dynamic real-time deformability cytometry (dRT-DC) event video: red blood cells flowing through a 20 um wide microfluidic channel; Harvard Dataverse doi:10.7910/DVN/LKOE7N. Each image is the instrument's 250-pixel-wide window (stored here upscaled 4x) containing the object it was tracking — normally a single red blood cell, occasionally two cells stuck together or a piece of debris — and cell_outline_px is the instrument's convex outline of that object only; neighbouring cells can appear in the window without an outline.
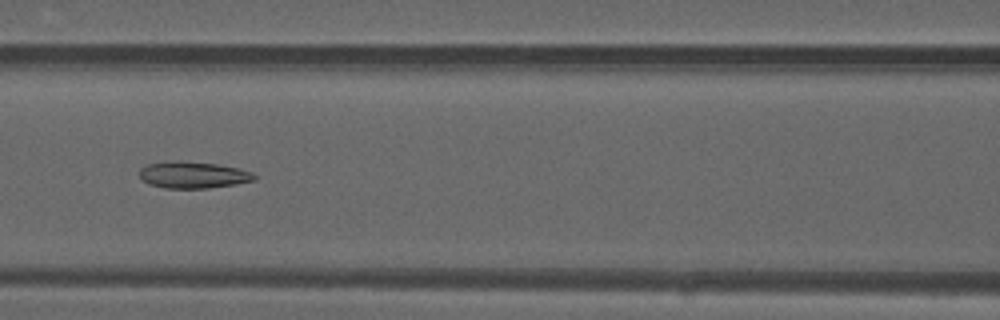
{"species": "common noctule bat (a hibernating species)", "species_latin": "Nyctalus noctula", "temperature_condition": "warm", "stored_images_in_passage": 35, "camera_frame_rate_fps": 3000, "um_per_image_px": 0.085, "animal": {"sex": "male", "forearm_length_mm": 52.5}, "frame": {"image": 1, "passage_image": 8, "time_ms": 2.333, "image_size_px": [1000, 320], "cell_outline_px": [[256, 180], [236, 184], [208, 188], [164, 188], [148, 184], [140, 180], [140, 168], [148, 164], [216, 164], [240, 168], [252, 172], [256, 176]], "centroid_in_image_um": [16.47, 14.93], "position_along_channel_um": 150.1, "area_um2": 16.99}}
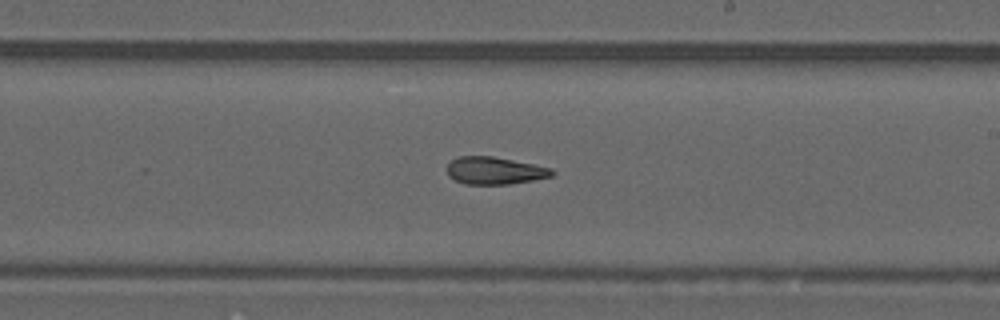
{"frame": {"image": 2, "passage_image": 15, "time_ms": 4.667, "image_size_px": [1000, 320], "cell_outline_px": [[556, 172], [552, 176], [532, 180], [508, 184], [464, 184], [448, 176], [448, 164], [456, 156], [492, 156], [552, 168]], "centroid_in_image_um": [42.04, 14.5], "position_along_channel_um": 247.0, "area_um2": 16.65}}
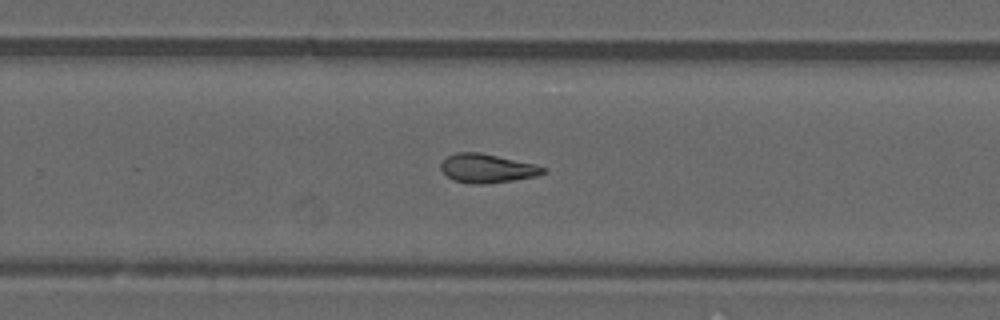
{"frame": {"image": 3, "passage_image": 18, "time_ms": 5.667, "image_size_px": [1000, 320], "cell_outline_px": [[548, 172], [536, 176], [488, 184], [472, 184], [456, 180], [448, 176], [440, 168], [440, 164], [448, 156], [456, 152], [480, 152], [536, 164], [548, 168]], "centroid_in_image_um": [41.46, 14.3], "position_along_channel_um": 288.3, "area_um2": 17.22}, "authors_computed_cell_mechanics": {"area_um2": 17.1666, "velocity_mm_per_s": 4.1664, "shape_relaxation_time_tau1_ms": null, "shape_relaxation_time_tau2_ms": 6.1959, "deformation_change_tau1": null, "deformation_change_tau2": 0.1732}}